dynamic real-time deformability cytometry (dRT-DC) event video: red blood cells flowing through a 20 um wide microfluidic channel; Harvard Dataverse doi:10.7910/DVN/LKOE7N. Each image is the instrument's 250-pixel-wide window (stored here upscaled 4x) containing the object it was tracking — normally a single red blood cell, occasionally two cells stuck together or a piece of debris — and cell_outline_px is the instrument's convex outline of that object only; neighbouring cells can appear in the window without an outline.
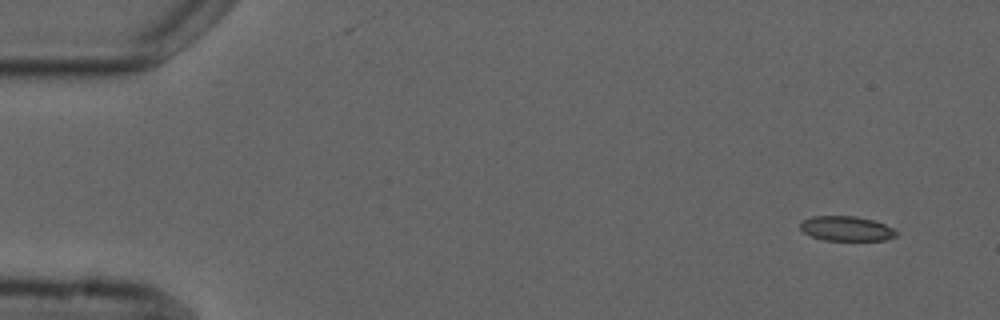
{"species": "common noctule bat (a hibernating species)", "species_latin": "Nyctalus noctula", "temperature_condition": "cold", "stored_images_in_passage": 5, "camera_frame_rate_fps": 3000, "um_per_image_px": 0.085, "animal": {"sex": "male", "forearm_length_mm": 52.5}, "frame": {"image": 1, "passage_image": 1, "time_ms": 0.0, "image_size_px": [1000, 320], "cell_outline_px": [[896, 236], [884, 240], [824, 240], [812, 236], [804, 232], [800, 228], [800, 220], [812, 216], [856, 216], [872, 220], [884, 224], [892, 228], [896, 232]], "centroid_in_image_um": [71.9, 19.42], "position_along_channel_um": 13.1, "area_um2": 13.76}}
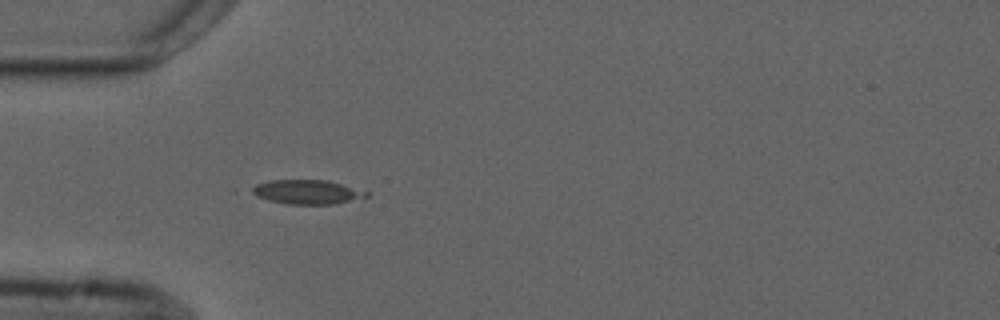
{"frame": {"image": 2, "passage_image": 5, "time_ms": 4.333, "image_size_px": [1000, 320], "cell_outline_px": [[356, 196], [348, 200], [332, 204], [288, 204], [268, 200], [256, 196], [248, 188], [256, 184], [268, 180], [328, 180], [340, 184], [356, 192]], "centroid_in_image_um": [25.74, 16.3], "position_along_channel_um": 59.3, "area_um2": 15.03}}